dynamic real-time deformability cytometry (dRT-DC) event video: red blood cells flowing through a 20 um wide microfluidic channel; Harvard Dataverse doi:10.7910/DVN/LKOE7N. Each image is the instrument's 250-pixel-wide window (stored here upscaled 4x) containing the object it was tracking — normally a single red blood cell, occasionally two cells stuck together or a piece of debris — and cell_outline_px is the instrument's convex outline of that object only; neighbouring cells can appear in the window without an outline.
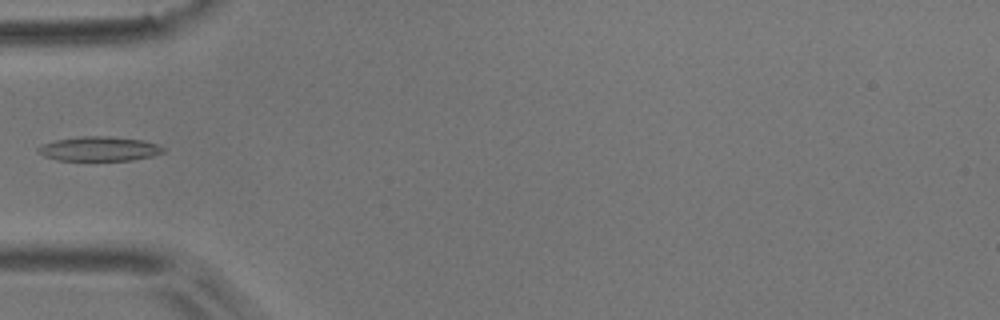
{"species": "common noctule bat (a hibernating species)", "species_latin": "Nyctalus noctula", "temperature_condition": "room temperature", "stored_images_in_passage": 6, "camera_frame_rate_fps": 3000, "um_per_image_px": 0.085, "animal": {"sex": "male", "body_mass_g": 17.9}, "frame": {"image": 1, "passage_image": 5, "time_ms": 1.333, "image_size_px": [1000, 320], "cell_outline_px": [[164, 152], [152, 156], [132, 160], [56, 160], [44, 156], [36, 152], [36, 148], [44, 144], [56, 140], [80, 136], [108, 136], [144, 140], [156, 144], [164, 148]], "centroid_in_image_um": [8.41, 12.65], "position_along_channel_um": 76.6, "area_um2": 17.8}}
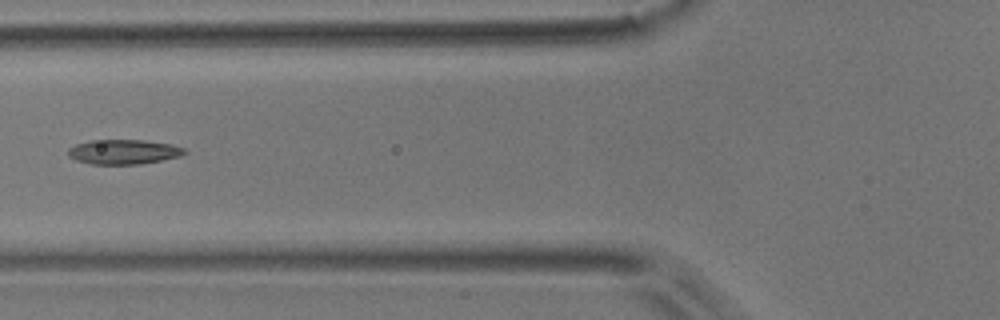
{"frame": {"image": 2, "passage_image": 6, "time_ms": 1.667, "image_size_px": [1000, 320], "cell_outline_px": [[188, 152], [180, 156], [140, 164], [92, 164], [76, 160], [68, 156], [68, 148], [76, 144], [92, 140], [144, 140], [172, 144], [184, 148]], "centroid_in_image_um": [10.51, 12.9], "position_along_channel_um": 115.3, "area_um2": 16.7}}